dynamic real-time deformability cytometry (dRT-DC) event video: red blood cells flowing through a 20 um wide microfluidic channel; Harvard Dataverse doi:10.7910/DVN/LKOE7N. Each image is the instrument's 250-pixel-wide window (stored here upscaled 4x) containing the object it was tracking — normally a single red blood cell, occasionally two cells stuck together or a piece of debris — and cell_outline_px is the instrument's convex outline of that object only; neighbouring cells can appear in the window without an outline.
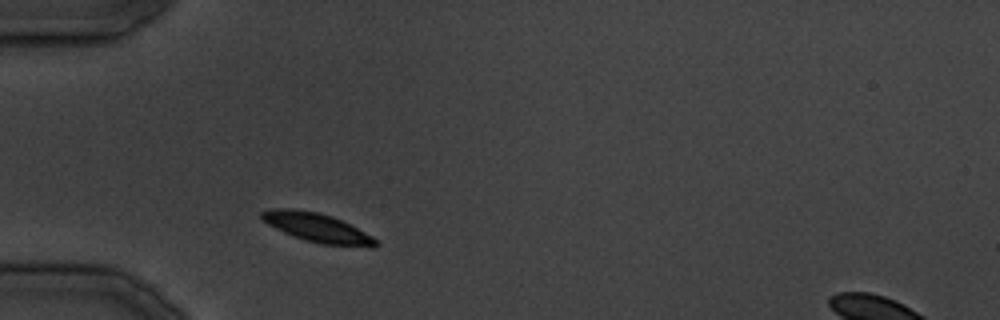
{"species": "common noctule bat (a hibernating species)", "species_latin": "Nyctalus noctula", "temperature_condition": "cold", "stored_images_in_passage": 4, "camera_frame_rate_fps": 3000, "um_per_image_px": 0.085, "animal": {"sex": "male", "body_mass_g": 19.5, "forearm_length_mm": 54.6}, "frame": {"image": 1, "passage_image": 1, "time_ms": 0.0, "image_size_px": [1000, 320], "cell_outline_px": [[380, 244], [376, 248], [372, 248], [320, 244], [304, 240], [292, 236], [268, 224], [260, 216], [260, 212], [272, 208], [292, 208], [316, 212], [332, 216], [380, 240]], "centroid_in_image_um": [27.01, 19.38], "position_along_channel_um": 58.0, "area_um2": 19.42}}